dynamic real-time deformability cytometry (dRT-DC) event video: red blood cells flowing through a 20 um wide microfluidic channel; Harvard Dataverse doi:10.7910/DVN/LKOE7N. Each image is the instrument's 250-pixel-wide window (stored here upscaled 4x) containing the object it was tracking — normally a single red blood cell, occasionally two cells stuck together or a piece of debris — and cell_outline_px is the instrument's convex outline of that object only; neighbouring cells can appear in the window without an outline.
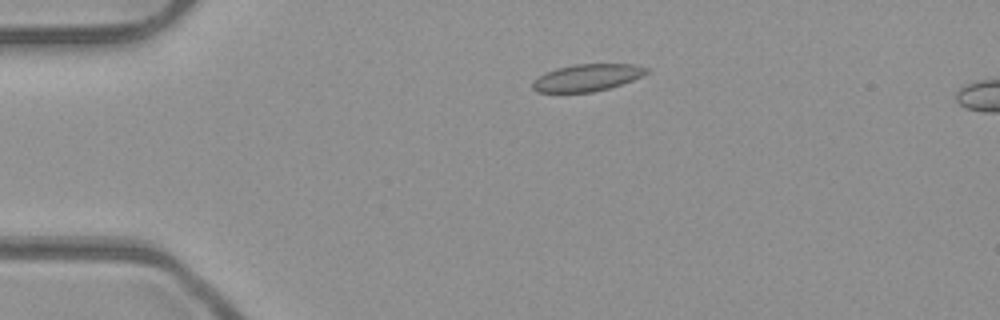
{"species": "common noctule bat (a hibernating species)", "species_latin": "Nyctalus noctula", "temperature_condition": "room temperature", "stored_images_in_passage": 2, "camera_frame_rate_fps": 3000, "um_per_image_px": 0.085, "animal": {"sex": "male", "body_mass_g": 23.1, "forearm_length_mm": 52.7}, "frame": {"image": 1, "passage_image": 1, "time_ms": 0.0, "image_size_px": [1000, 320], "cell_outline_px": [[648, 72], [632, 80], [608, 88], [592, 92], [536, 92], [532, 88], [532, 80], [544, 72], [556, 68], [572, 64], [636, 64], [648, 68]], "centroid_in_image_um": [49.84, 6.59], "position_along_channel_um": 35.2, "area_um2": 17.98}}